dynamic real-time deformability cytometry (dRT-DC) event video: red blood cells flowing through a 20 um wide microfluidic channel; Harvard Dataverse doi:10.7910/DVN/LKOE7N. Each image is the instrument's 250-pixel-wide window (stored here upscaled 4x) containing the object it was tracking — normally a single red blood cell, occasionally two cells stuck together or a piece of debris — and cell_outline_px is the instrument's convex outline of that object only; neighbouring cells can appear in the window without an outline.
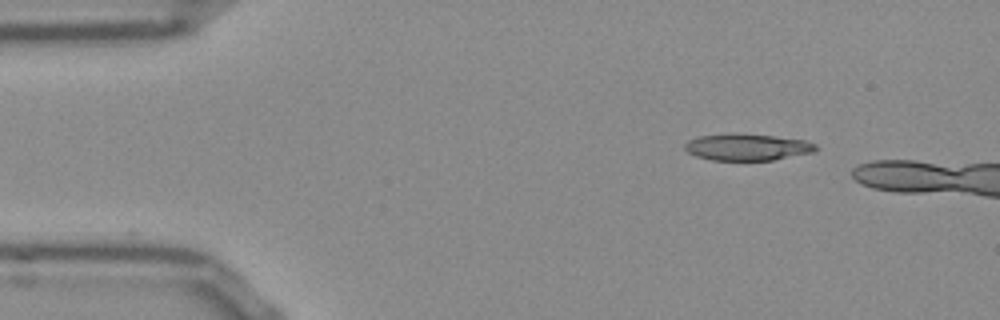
{"species": "Egyptian fruit bat (a non-hibernating species)", "species_latin": "Rousettus aegyptiacus", "temperature_condition": "room temperature", "stored_images_in_passage": 10, "camera_frame_rate_fps": 3000, "um_per_image_px": 0.085, "frame": {"image": 1, "passage_image": 1, "time_ms": 0.0, "image_size_px": [1000, 320], "cell_outline_px": [[820, 148], [816, 152], [772, 160], [712, 160], [696, 156], [688, 152], [684, 148], [684, 144], [688, 140], [700, 136], [732, 132], [736, 132], [772, 136], [804, 140], [816, 144]], "centroid_in_image_um": [63.53, 12.49], "position_along_channel_um": 21.5, "area_um2": 20.63}}